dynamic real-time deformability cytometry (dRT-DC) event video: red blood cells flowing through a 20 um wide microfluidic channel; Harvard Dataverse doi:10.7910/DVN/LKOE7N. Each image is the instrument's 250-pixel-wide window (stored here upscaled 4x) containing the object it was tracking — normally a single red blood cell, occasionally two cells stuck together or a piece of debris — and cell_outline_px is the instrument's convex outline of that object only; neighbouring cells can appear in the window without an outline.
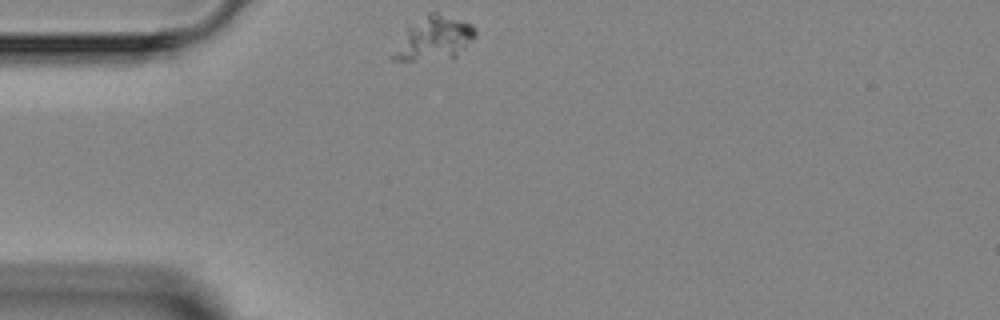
{"species": "Egyptian fruit bat (a non-hibernating species)", "species_latin": "Rousettus aegyptiacus", "temperature_condition": "room temperature", "stored_images_in_passage": 6, "camera_frame_rate_fps": 3000, "um_per_image_px": 0.085, "animal": {"sex": "female"}, "frame": {"image": 1, "passage_image": 1, "time_ms": 0.0, "image_size_px": [1000, 320], "cell_outline_px": [[476, 36], [452, 60], [392, 60], [388, 56], [408, 28], [428, 12], [436, 12], [472, 24], [476, 28]], "centroid_in_image_um": [36.89, 3.3], "position_along_channel_um": 48.1, "area_um2": 20.92}}
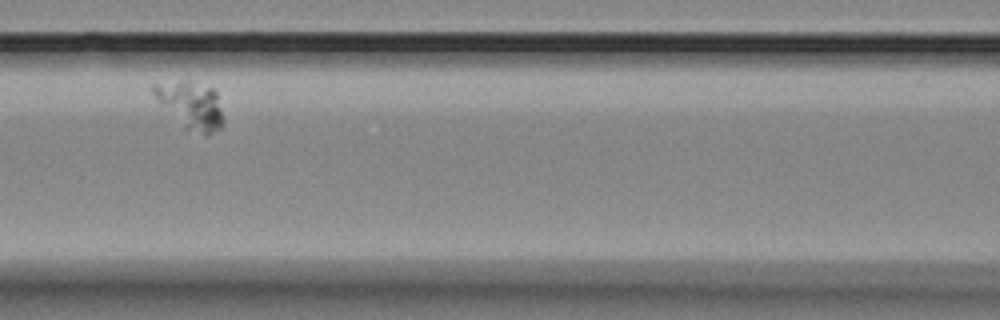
{"frame": {"image": 2, "passage_image": 4, "time_ms": 3.333, "image_size_px": [1000, 320], "cell_outline_px": [[224, 124], [220, 128], [212, 132], [204, 132], [184, 128], [152, 92], [152, 84], [184, 80], [212, 88], [216, 92], [224, 120]], "centroid_in_image_um": [16.24, 8.9], "position_along_channel_um": 150.4, "area_um2": 18.32}}
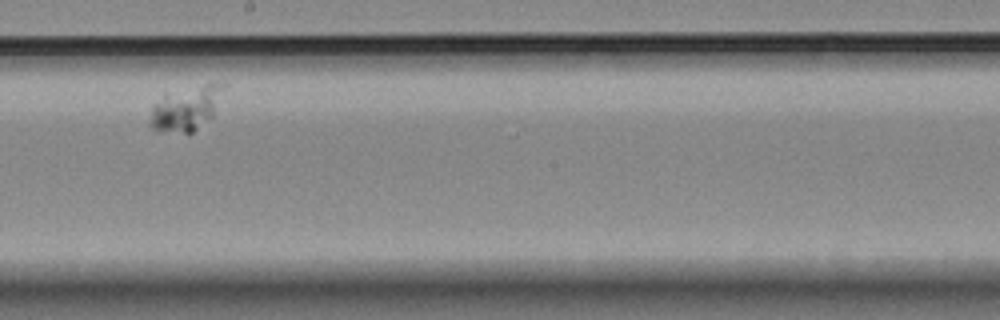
{"frame": {"image": 3, "passage_image": 6, "time_ms": 5.667, "image_size_px": [1000, 320], "cell_outline_px": [[228, 84], [212, 116], [192, 132], [184, 132], [152, 128], [148, 124], [148, 120], [152, 108], [164, 96], [212, 80], [216, 80]], "centroid_in_image_um": [15.92, 9.13], "position_along_channel_um": 232.3, "area_um2": 18.73}}